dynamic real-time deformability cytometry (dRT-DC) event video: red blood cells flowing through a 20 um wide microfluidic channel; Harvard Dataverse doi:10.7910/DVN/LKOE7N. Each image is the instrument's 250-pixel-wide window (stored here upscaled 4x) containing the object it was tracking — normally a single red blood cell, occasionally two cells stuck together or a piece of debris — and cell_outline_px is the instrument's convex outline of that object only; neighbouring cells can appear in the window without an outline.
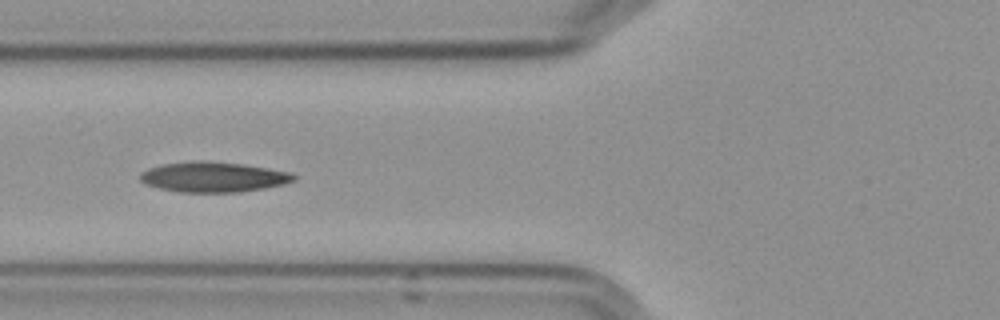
{"species": "Egyptian fruit bat (a non-hibernating species)", "species_latin": "Rousettus aegyptiacus", "temperature_condition": "cold", "stored_images_in_passage": 37, "camera_frame_rate_fps": 3000, "um_per_image_px": 0.085, "frame": {"image": 1, "passage_image": 6, "time_ms": 1.667, "image_size_px": [1000, 320], "cell_outline_px": [[296, 180], [284, 184], [264, 188], [240, 192], [180, 192], [160, 188], [144, 184], [140, 180], [140, 172], [148, 168], [164, 164], [240, 164], [288, 172], [296, 176]], "centroid_in_image_um": [18.13, 15.1], "position_along_channel_um": 107.7, "area_um2": 25.66}, "authors_computed_cell_mechanics": {"area_um2": 26.1834, "velocity_mm_per_s": 3.5823, "shape_relaxation_time_tau1_ms": 8.6259, "shape_relaxation_time_tau2_ms": 3.7707, "deformation_change_tau1": 0.1997, "deformation_change_tau2": 0.1041}}